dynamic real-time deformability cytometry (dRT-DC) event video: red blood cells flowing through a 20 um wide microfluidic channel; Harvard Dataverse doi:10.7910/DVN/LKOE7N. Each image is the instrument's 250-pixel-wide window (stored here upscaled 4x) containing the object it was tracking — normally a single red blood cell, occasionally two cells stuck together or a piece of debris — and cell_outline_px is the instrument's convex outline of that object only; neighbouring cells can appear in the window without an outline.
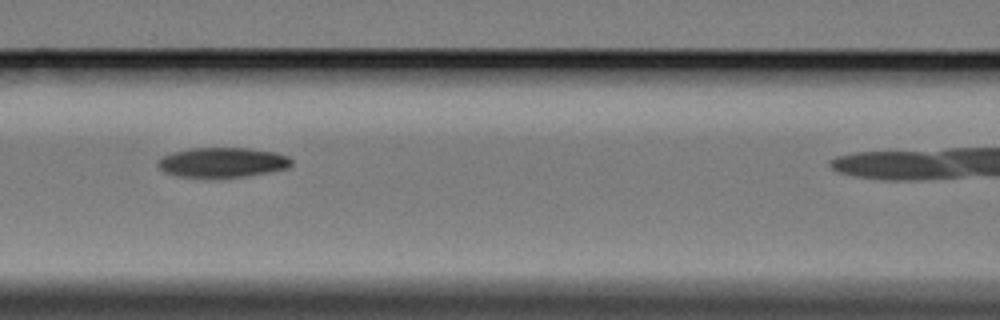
{"species": "Egyptian fruit bat (a non-hibernating species)", "species_latin": "Rousettus aegyptiacus", "temperature_condition": "cold", "stored_images_in_passage": 7, "camera_frame_rate_fps": 3000, "um_per_image_px": 0.085, "animal": {"sex": "female"}, "frame": {"image": 1, "passage_image": 5, "time_ms": 5.667, "image_size_px": [1000, 320], "cell_outline_px": [[292, 164], [288, 168], [248, 176], [220, 180], [176, 176], [164, 172], [156, 164], [160, 156], [188, 148], [248, 148], [276, 152], [288, 156], [292, 160]], "centroid_in_image_um": [18.87, 13.84], "position_along_channel_um": 147.7, "area_um2": 24.1}}
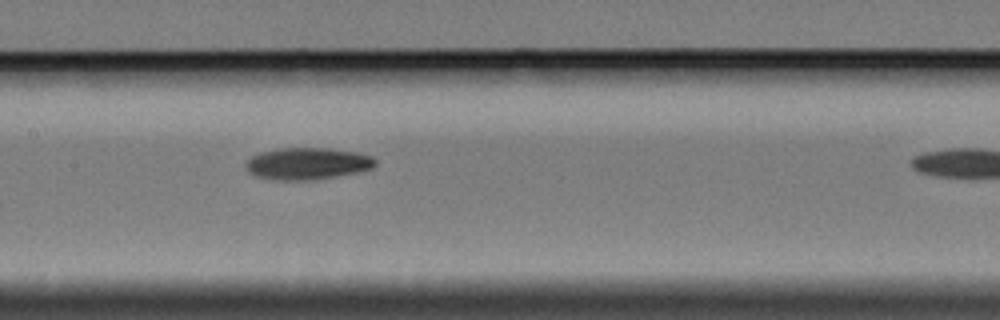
{"frame": {"image": 2, "passage_image": 6, "time_ms": 6.667, "image_size_px": [1000, 320], "cell_outline_px": [[376, 164], [372, 168], [356, 172], [308, 180], [276, 180], [256, 176], [248, 172], [244, 164], [252, 156], [260, 152], [280, 148], [332, 148], [356, 152], [372, 156], [376, 160]], "centroid_in_image_um": [26.1, 13.89], "position_along_channel_um": 181.3, "area_um2": 23.93}}